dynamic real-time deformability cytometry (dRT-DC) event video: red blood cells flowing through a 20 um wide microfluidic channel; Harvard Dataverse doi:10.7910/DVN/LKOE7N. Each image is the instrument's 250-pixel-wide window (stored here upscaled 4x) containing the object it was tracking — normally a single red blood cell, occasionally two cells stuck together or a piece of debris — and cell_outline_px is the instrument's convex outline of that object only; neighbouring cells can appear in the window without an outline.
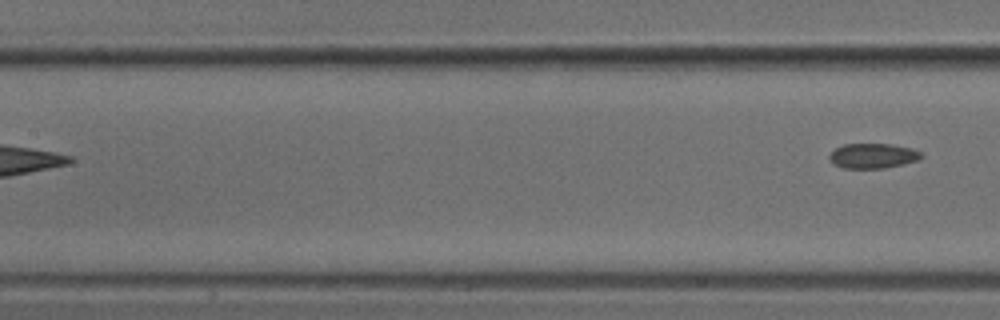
{"species": "common noctule bat (a hibernating species)", "species_latin": "Nyctalus noctula", "temperature_condition": "cold", "stored_images_in_passage": 7, "segment_of_instrument_passage": [2, 2], "camera_frame_rate_fps": 3000, "um_per_image_px": 0.085, "animal": {"sex": "male", "body_mass_g": 18.8}, "frame": {"image": 1, "passage_image": 7, "time_ms": 2.0, "image_size_px": [1000, 320], "cell_outline_px": [[924, 156], [916, 160], [904, 164], [884, 168], [844, 168], [832, 164], [828, 160], [828, 156], [836, 148], [844, 144], [892, 144], [912, 148], [920, 152]], "centroid_in_image_um": [74.17, 13.25], "position_along_channel_um": 133.2, "area_um2": 13.41}}